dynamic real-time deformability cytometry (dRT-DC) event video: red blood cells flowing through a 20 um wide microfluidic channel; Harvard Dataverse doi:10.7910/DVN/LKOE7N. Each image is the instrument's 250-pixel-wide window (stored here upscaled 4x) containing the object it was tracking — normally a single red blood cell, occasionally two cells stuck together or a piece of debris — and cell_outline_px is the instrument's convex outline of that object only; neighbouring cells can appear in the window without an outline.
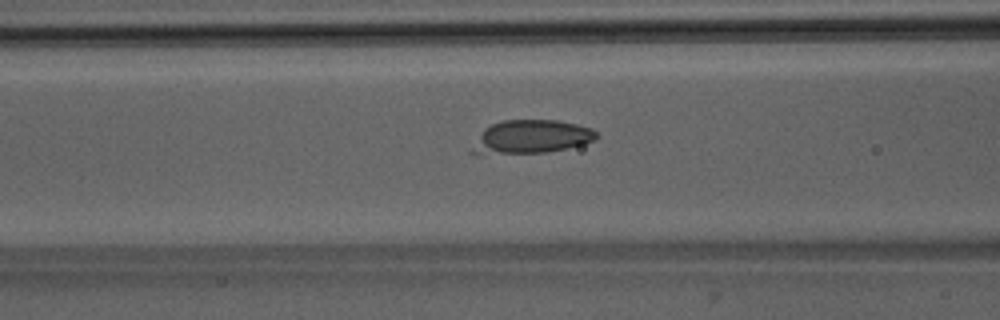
{"species": "Egyptian fruit bat (a non-hibernating species)", "species_latin": "Rousettus aegyptiacus", "temperature_condition": "room temperature", "stored_images_in_passage": 50, "camera_frame_rate_fps": 3000, "um_per_image_px": 0.085, "animal": {"sex": "male"}, "frame": {"image": 1, "passage_image": 21, "time_ms": 6.667, "image_size_px": [1000, 320], "cell_outline_px": [[600, 136], [596, 140], [584, 144], [568, 148], [544, 152], [468, 152], [484, 128], [492, 124], [504, 120], [560, 120], [592, 128]], "centroid_in_image_um": [45.25, 11.6], "position_along_channel_um": 121.4, "area_um2": 23.76}}
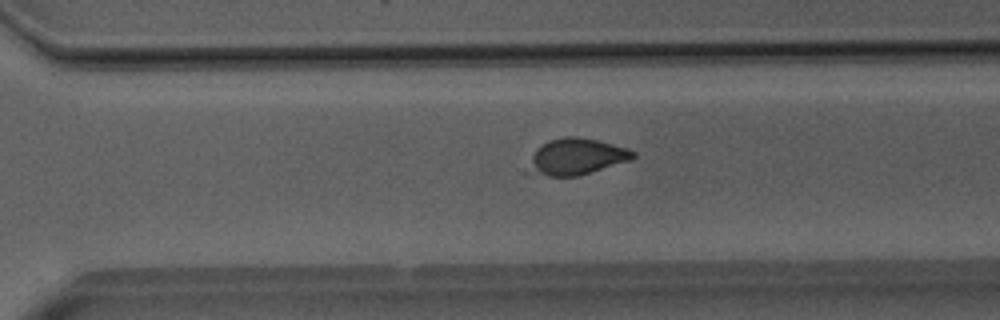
{"frame": {"image": 2, "passage_image": 36, "time_ms": 11.667, "image_size_px": [1000, 320], "cell_outline_px": [[636, 156], [632, 160], [576, 176], [548, 176], [532, 168], [532, 156], [536, 148], [548, 140], [564, 136], [576, 136], [596, 140], [628, 148], [636, 152]], "centroid_in_image_um": [49.1, 13.28], "position_along_channel_um": 321.5, "area_um2": 21.5}}
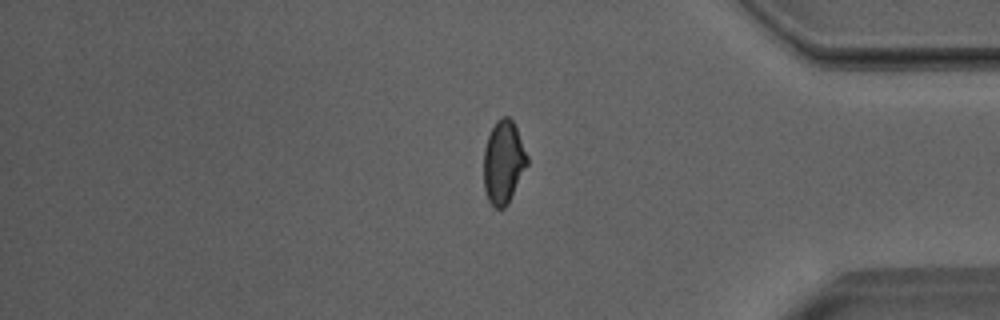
{"frame": {"image": 3, "passage_image": 43, "time_ms": 14.0, "image_size_px": [1000, 320], "cell_outline_px": [[528, 164], [508, 204], [504, 208], [496, 208], [488, 200], [484, 188], [484, 148], [488, 136], [496, 120], [500, 116], [508, 116], [512, 120], [516, 128], [528, 156]], "centroid_in_image_um": [42.79, 13.78], "position_along_channel_um": 392.4, "area_um2": 21.04}}